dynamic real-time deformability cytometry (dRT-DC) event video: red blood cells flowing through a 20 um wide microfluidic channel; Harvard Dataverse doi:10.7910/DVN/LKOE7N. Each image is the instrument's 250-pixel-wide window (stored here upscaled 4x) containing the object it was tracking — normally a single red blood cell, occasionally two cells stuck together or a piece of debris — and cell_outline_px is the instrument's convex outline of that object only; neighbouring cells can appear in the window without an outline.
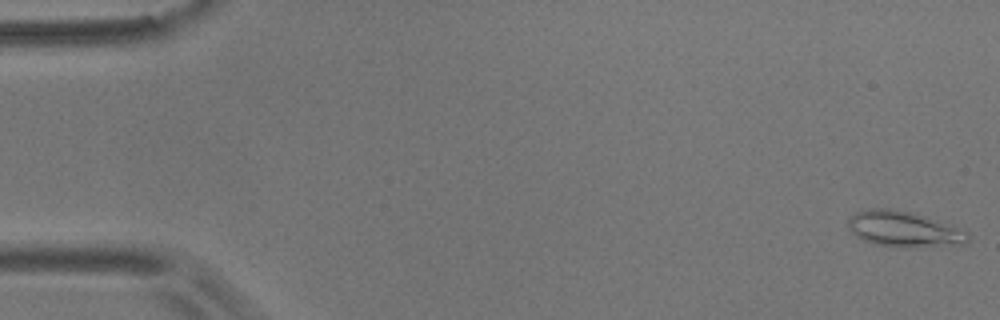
{"species": "common noctule bat (a hibernating species)", "species_latin": "Nyctalus noctula", "temperature_condition": "room temperature", "stored_images_in_passage": 56, "camera_frame_rate_fps": 3000, "um_per_image_px": 0.085, "animal": {"sex": "male", "body_mass_g": 17.9}, "frame": {"image": 1, "passage_image": 1, "time_ms": 0.0, "image_size_px": [1000, 320], "cell_outline_px": [[968, 240], [964, 244], [916, 248], [896, 248], [876, 244], [864, 240], [856, 236], [848, 228], [848, 216], [856, 212], [868, 208], [892, 208], [912, 212], [952, 224], [968, 232]], "centroid_in_image_um": [76.83, 19.48], "position_along_channel_um": 8.2, "area_um2": 25.49}}
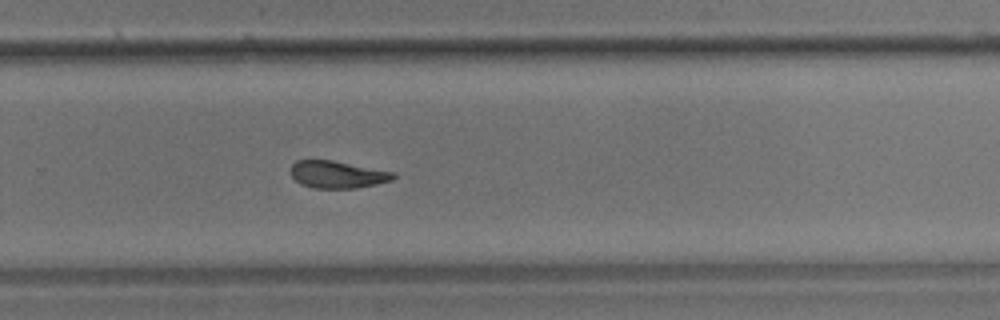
{"frame": {"image": 2, "passage_image": 37, "time_ms": 12.0, "image_size_px": [1000, 320], "cell_outline_px": [[396, 176], [392, 180], [376, 184], [356, 188], [312, 188], [300, 184], [288, 172], [288, 168], [296, 160], [332, 160], [396, 172]], "centroid_in_image_um": [28.65, 14.83], "position_along_channel_um": 301.2, "area_um2": 16.53}}
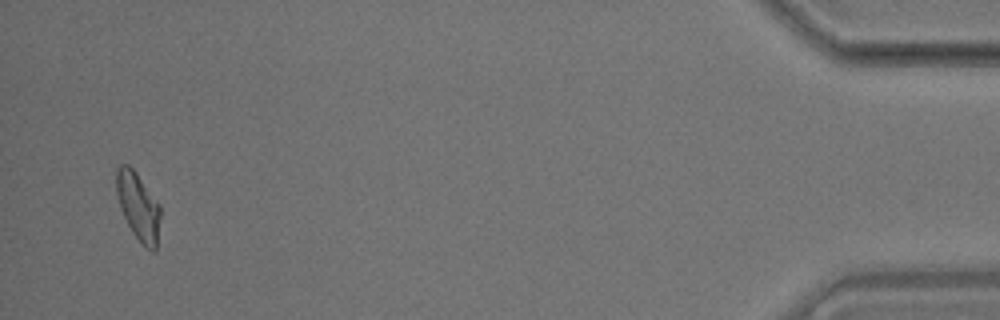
{"frame": {"image": 3, "passage_image": 54, "time_ms": 17.667, "image_size_px": [1000, 320], "cell_outline_px": [[160, 216], [156, 252], [152, 252], [144, 248], [132, 232], [120, 208], [116, 192], [116, 168], [120, 164], [128, 164], [136, 172], [160, 204]], "centroid_in_image_um": [11.75, 17.56], "position_along_channel_um": 423.4, "area_um2": 17.57}, "authors_computed_cell_mechanics": {"area_um2": 17.4556, "velocity_mm_per_s": 3.597, "shape_relaxation_time_tau1_ms": null, "shape_relaxation_time_tau2_ms": 3.4427, "deformation_change_tau1": null, "deformation_change_tau2": 0.1075}}